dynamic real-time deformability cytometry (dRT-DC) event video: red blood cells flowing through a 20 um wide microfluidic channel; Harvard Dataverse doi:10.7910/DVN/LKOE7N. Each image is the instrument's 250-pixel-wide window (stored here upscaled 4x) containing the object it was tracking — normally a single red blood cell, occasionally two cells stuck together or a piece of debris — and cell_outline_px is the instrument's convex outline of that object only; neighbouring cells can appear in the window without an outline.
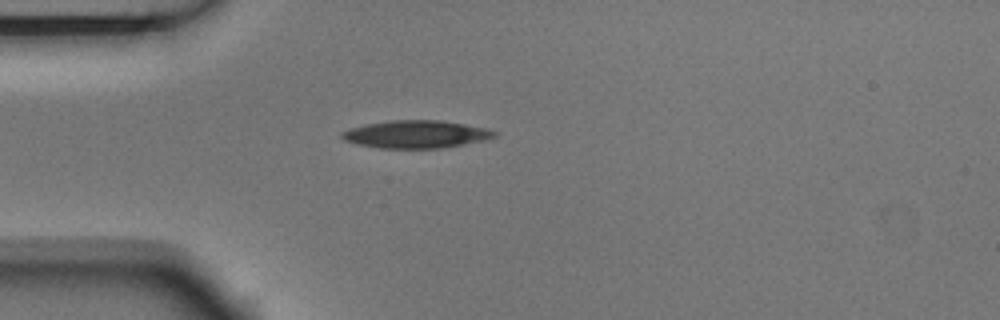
{"species": "Egyptian fruit bat (a non-hibernating species)", "species_latin": "Rousettus aegyptiacus", "temperature_condition": "room temperature", "stored_images_in_passage": 5, "camera_frame_rate_fps": 3000, "um_per_image_px": 0.085, "animal": {"sex": "male"}, "frame": {"image": 1, "passage_image": 4, "time_ms": 1.0, "image_size_px": [1000, 320], "cell_outline_px": [[496, 136], [484, 140], [440, 148], [380, 148], [360, 144], [344, 140], [340, 136], [340, 132], [348, 128], [364, 124], [388, 120], [440, 120], [488, 128], [496, 132]], "centroid_in_image_um": [35.32, 11.4], "position_along_channel_um": 49.7, "area_um2": 24.57}}